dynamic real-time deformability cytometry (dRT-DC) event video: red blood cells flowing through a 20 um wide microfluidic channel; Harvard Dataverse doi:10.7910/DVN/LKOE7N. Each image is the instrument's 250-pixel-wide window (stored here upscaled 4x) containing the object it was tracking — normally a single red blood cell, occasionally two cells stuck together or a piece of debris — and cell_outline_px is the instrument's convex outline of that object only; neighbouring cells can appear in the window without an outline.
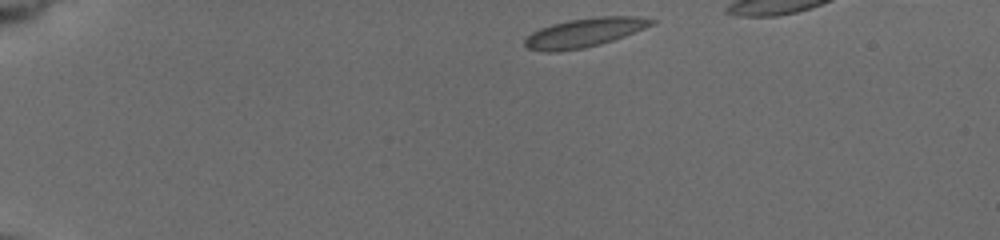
{"species": "common noctule bat (a hibernating species)", "species_latin": "Nyctalus noctula", "temperature_condition": "cold", "stored_images_in_passage": 7, "camera_frame_rate_fps": 3000, "um_per_image_px": 0.085, "animal": {"sex": "female", "body_mass_g": 19.5, "forearm_length_mm": 54.1}, "frame": {"image": 1, "passage_image": 1, "time_ms": 0.0, "image_size_px": [1000, 240], "cell_outline_px": [[656, 20], [652, 24], [644, 28], [624, 36], [600, 44], [584, 48], [556, 52], [544, 52], [528, 48], [524, 44], [524, 40], [532, 32], [540, 28], [552, 24], [572, 20], [600, 16], [632, 16]], "centroid_in_image_um": [49.63, 2.78], "position_along_channel_um": 35.4, "area_um2": 21.04}}